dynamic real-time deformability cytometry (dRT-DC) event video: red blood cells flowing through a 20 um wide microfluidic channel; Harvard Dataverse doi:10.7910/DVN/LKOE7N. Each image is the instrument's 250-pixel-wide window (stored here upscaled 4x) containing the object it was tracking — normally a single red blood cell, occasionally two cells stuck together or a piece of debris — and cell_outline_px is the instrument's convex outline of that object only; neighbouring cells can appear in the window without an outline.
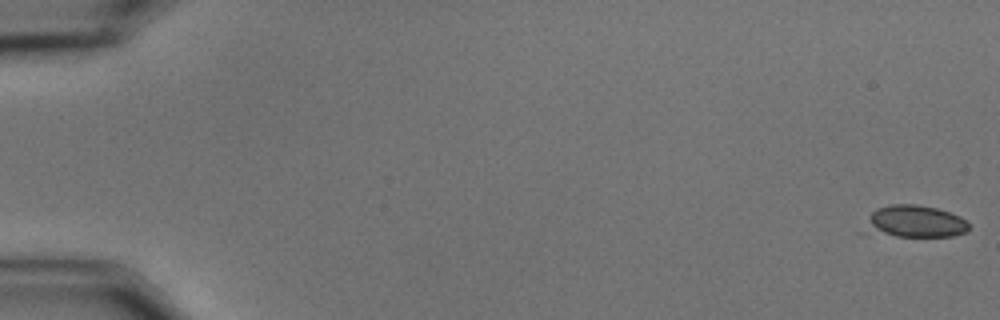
{"species": "common noctule bat (a hibernating species)", "species_latin": "Nyctalus noctula", "temperature_condition": "cold", "stored_images_in_passage": 16, "camera_frame_rate_fps": 3000, "um_per_image_px": 0.085, "animal": {"sex": "male", "body_mass_g": 15.6}, "frame": {"image": 1, "passage_image": 1, "time_ms": 0.0, "image_size_px": [1000, 320], "cell_outline_px": [[968, 232], [952, 236], [896, 236], [856, 232], [872, 212], [876, 208], [892, 204], [916, 204], [936, 208], [960, 216], [968, 224]], "centroid_in_image_um": [77.62, 18.84], "position_along_channel_um": 7.4, "area_um2": 20.0}}
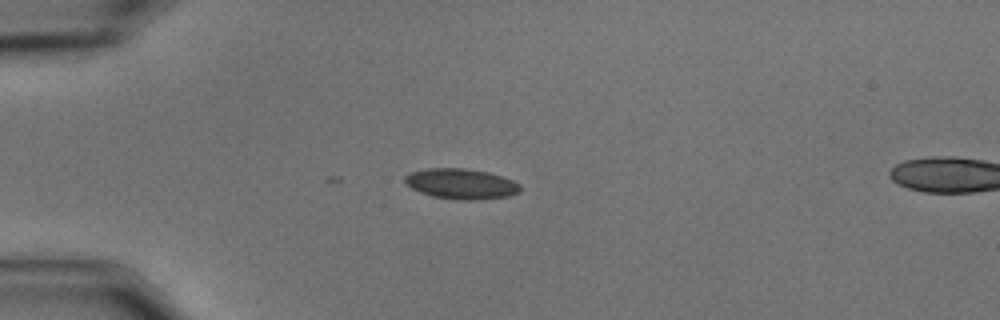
{"frame": {"image": 2, "passage_image": 16, "time_ms": 5.0, "image_size_px": [1000, 320], "cell_outline_px": [[520, 192], [508, 196], [476, 200], [460, 200], [432, 196], [420, 192], [412, 188], [404, 180], [404, 176], [408, 172], [424, 168], [464, 168], [488, 172], [504, 176], [520, 184]], "centroid_in_image_um": [39.19, 15.61], "position_along_channel_um": 45.8, "area_um2": 20.58}}